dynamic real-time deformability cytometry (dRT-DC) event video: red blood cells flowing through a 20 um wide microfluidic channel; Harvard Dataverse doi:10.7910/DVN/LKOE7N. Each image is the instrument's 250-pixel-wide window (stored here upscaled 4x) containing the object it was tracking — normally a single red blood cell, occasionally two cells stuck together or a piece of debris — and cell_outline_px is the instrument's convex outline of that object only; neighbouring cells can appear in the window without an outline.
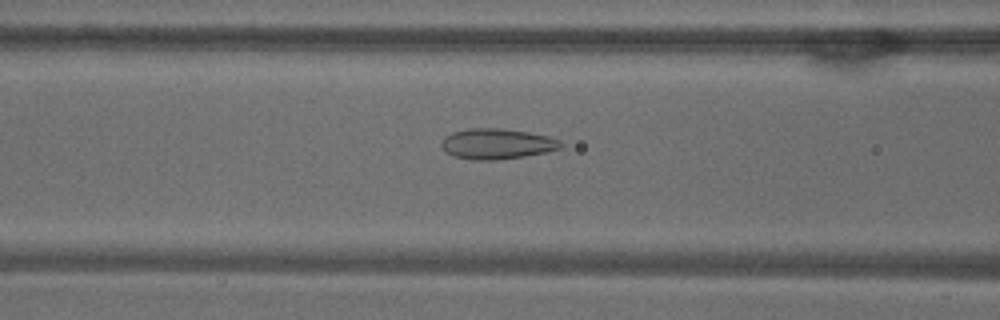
{"species": "common noctule bat (a hibernating species)", "species_latin": "Nyctalus noctula", "temperature_condition": "warm", "stored_images_in_passage": 52, "camera_frame_rate_fps": 3000, "um_per_image_px": 0.085, "animal": {"sex": "male", "body_mass_g": 18.8}, "frame": {"image": 1, "passage_image": 21, "time_ms": 6.667, "image_size_px": [1000, 320], "cell_outline_px": [[564, 144], [560, 148], [548, 152], [524, 156], [496, 160], [472, 160], [452, 156], [440, 144], [444, 136], [452, 132], [468, 128], [504, 128], [528, 132], [548, 136], [560, 140]], "centroid_in_image_um": [42.24, 12.22], "position_along_channel_um": 124.4, "area_um2": 21.39}}
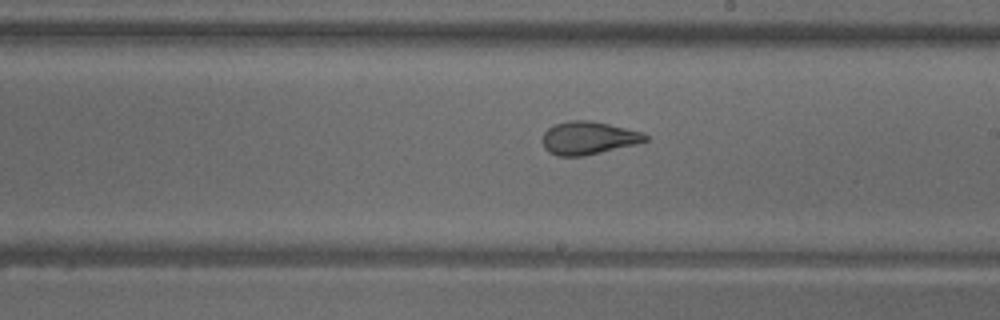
{"frame": {"image": 2, "passage_image": 30, "time_ms": 9.667, "image_size_px": [1000, 320], "cell_outline_px": [[648, 140], [636, 144], [584, 156], [556, 156], [548, 152], [544, 148], [540, 140], [544, 132], [548, 128], [556, 124], [568, 120], [592, 120], [640, 132], [648, 136]], "centroid_in_image_um": [49.94, 11.73], "position_along_channel_um": 239.1, "area_um2": 19.83}}
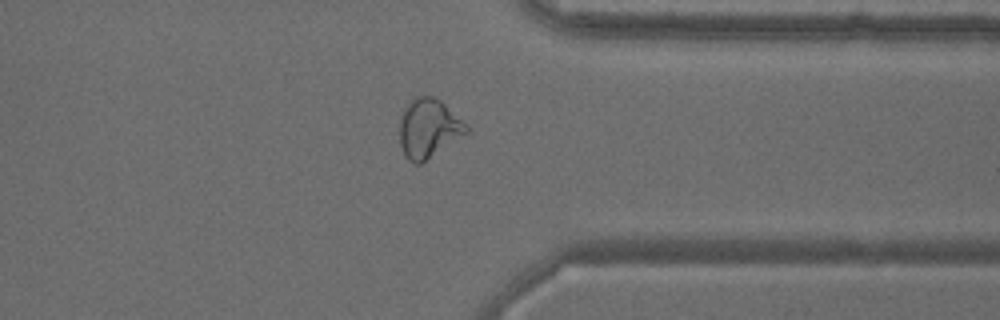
{"frame": {"image": 3, "passage_image": 41, "time_ms": 13.333, "image_size_px": [1000, 320], "cell_outline_px": [[468, 132], [420, 164], [412, 164], [404, 156], [400, 144], [400, 120], [404, 108], [416, 96], [432, 96], [440, 100], [468, 124]], "centroid_in_image_um": [36.42, 10.92], "position_along_channel_um": 375.0, "area_um2": 22.83}, "authors_computed_cell_mechanics": {"area_um2": 23.5535, "velocity_mm_per_s": 3.829, "shape_relaxation_time_tau1_ms": null, "shape_relaxation_time_tau2_ms": 0.9076, "deformation_change_tau1": null, "deformation_change_tau2": 0.0718}}